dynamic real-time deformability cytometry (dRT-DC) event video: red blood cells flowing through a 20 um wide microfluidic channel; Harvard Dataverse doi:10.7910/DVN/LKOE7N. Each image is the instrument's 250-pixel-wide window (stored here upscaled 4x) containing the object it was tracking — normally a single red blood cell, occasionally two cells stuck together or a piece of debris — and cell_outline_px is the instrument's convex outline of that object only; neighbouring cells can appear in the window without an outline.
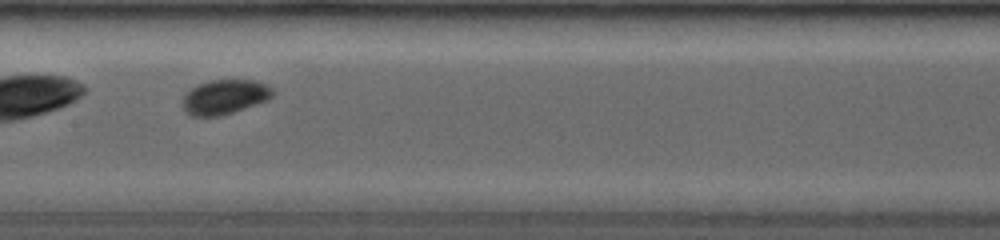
{"species": "common noctule bat (a hibernating species)", "species_latin": "Nyctalus noctula", "temperature_condition": "room temperature", "stored_images_in_passage": 24, "camera_frame_rate_fps": 4000, "um_per_image_px": 0.085, "animal": {"sex": "female", "body_mass_g": 19.0, "forearm_length_mm": 53.3}, "frame": {"image": 1, "passage_image": 11, "time_ms": 3.5, "image_size_px": [1000, 240], "cell_outline_px": [[272, 96], [268, 100], [220, 116], [192, 116], [184, 112], [184, 92], [196, 84], [212, 80], [252, 80], [264, 84], [272, 88]], "centroid_in_image_um": [19.05, 8.23], "position_along_channel_um": 188.4, "area_um2": 18.03}}
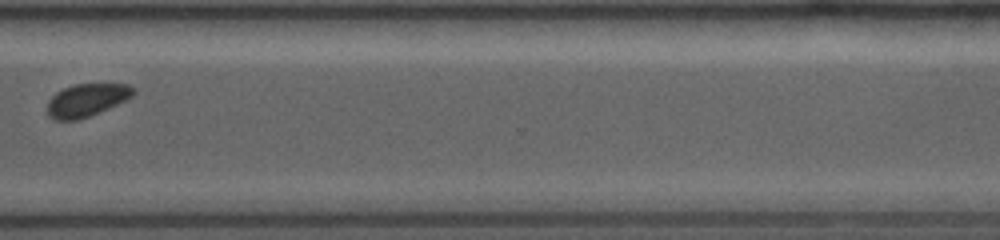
{"frame": {"image": 2, "passage_image": 21, "time_ms": 7.75, "image_size_px": [1000, 240], "cell_outline_px": [[136, 92], [132, 96], [108, 108], [80, 120], [56, 120], [48, 116], [48, 100], [56, 92], [64, 88], [76, 84], [128, 84], [136, 88]], "centroid_in_image_um": [7.36, 8.51], "position_along_channel_um": 363.2, "area_um2": 16.36}, "authors_computed_cell_mechanics": {"area_um2": 17.8313, "velocity_mm_per_s": 4.0899, "shape_relaxation_time_tau1_ms": 0.5717, "shape_relaxation_time_tau2_ms": null, "deformation_change_tau1": 0.0695, "deformation_change_tau2": null}}